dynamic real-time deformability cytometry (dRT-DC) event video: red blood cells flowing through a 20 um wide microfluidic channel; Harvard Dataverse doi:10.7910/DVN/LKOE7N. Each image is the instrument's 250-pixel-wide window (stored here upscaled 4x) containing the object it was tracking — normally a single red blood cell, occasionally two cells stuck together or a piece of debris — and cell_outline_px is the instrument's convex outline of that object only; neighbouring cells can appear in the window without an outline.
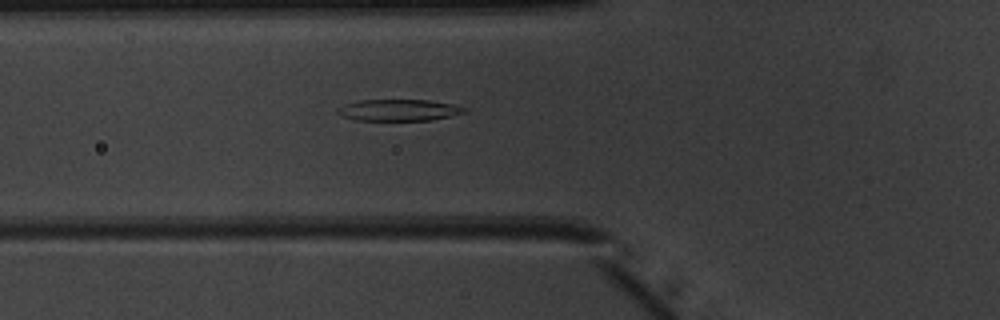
{"species": "common noctule bat (a hibernating species)", "species_latin": "Nyctalus noctula", "temperature_condition": "warm", "stored_images_in_passage": 34, "camera_frame_rate_fps": 3000, "um_per_image_px": 0.085, "animal": {"sex": "male", "body_mass_g": 20.1, "forearm_length_mm": 53.5}, "frame": {"image": 1, "passage_image": 2, "time_ms": 0.333, "image_size_px": [1000, 320], "cell_outline_px": [[468, 112], [432, 120], [356, 120], [344, 116], [336, 112], [336, 108], [344, 104], [360, 100], [428, 100], [452, 104], [468, 108]], "centroid_in_image_um": [33.92, 9.35], "position_along_channel_um": 91.9, "area_um2": 15.9}}
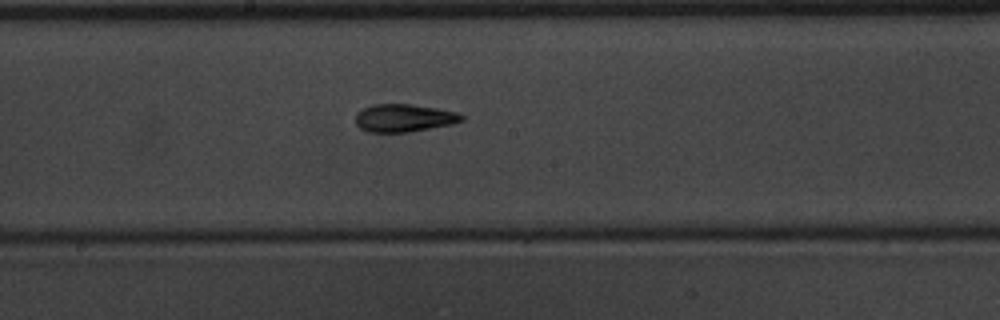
{"frame": {"image": 2, "passage_image": 11, "time_ms": 3.333, "image_size_px": [1000, 320], "cell_outline_px": [[464, 120], [452, 124], [408, 132], [368, 132], [360, 128], [356, 124], [356, 112], [372, 104], [412, 104], [436, 108], [456, 112], [464, 116]], "centroid_in_image_um": [34.32, 10.02], "position_along_channel_um": 213.9, "area_um2": 17.17}}
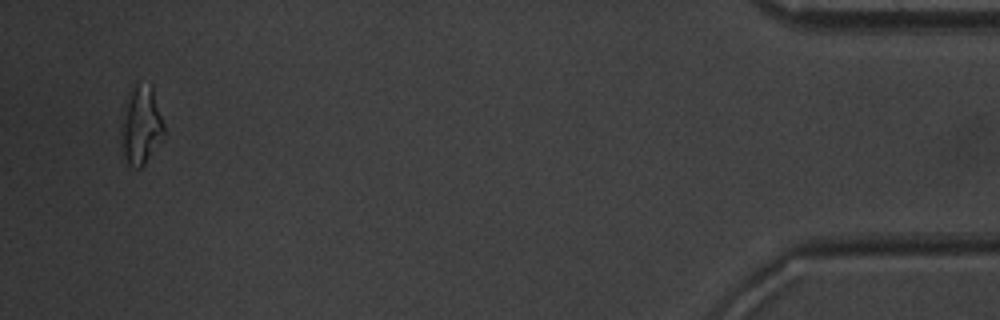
{"frame": {"image": 3, "passage_image": 32, "time_ms": 10.333, "image_size_px": [1000, 320], "cell_outline_px": [[164, 136], [144, 164], [140, 168], [132, 168], [128, 164], [120, 140], [120, 124], [124, 100], [128, 92], [136, 84], [152, 84], [164, 124]], "centroid_in_image_um": [11.96, 10.61], "position_along_channel_um": 423.2, "area_um2": 19.94}}